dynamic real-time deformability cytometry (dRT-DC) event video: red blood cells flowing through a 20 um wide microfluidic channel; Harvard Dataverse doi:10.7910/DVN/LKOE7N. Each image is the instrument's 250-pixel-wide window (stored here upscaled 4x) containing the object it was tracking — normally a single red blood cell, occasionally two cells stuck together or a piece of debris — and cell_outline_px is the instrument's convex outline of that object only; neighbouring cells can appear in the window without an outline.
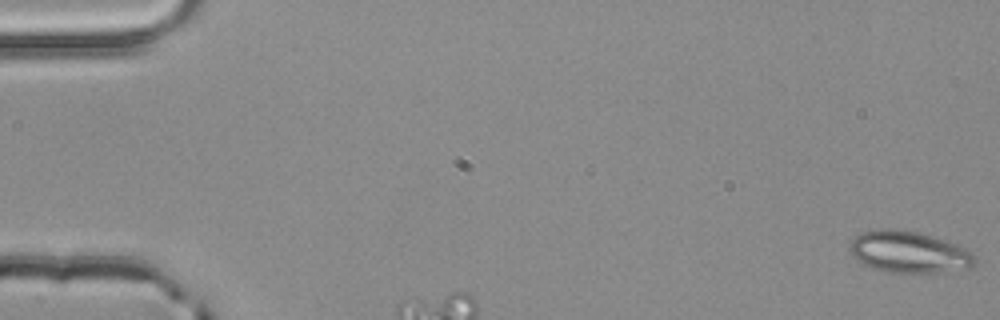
{"species": "common noctule bat (a hibernating species)", "species_latin": "Nyctalus noctula", "temperature_condition": "room temperature", "stored_images_in_passage": 5, "segment_of_instrument_passage": [1, 2], "camera_frame_rate_fps": 3000, "um_per_image_px": 0.085, "animal": {"sex": "male", "body_mass_g": 20.4}, "frame": {"image": 1, "passage_image": 1, "time_ms": 0.0, "image_size_px": [1000, 320], "cell_outline_px": [[976, 264], [972, 268], [944, 272], [888, 272], [872, 268], [856, 260], [852, 256], [848, 248], [852, 240], [856, 236], [864, 232], [884, 228], [892, 228], [916, 232], [944, 240], [956, 244], [972, 252], [976, 256]], "centroid_in_image_um": [77.27, 21.44], "position_along_channel_um": 7.7, "area_um2": 30.35}}
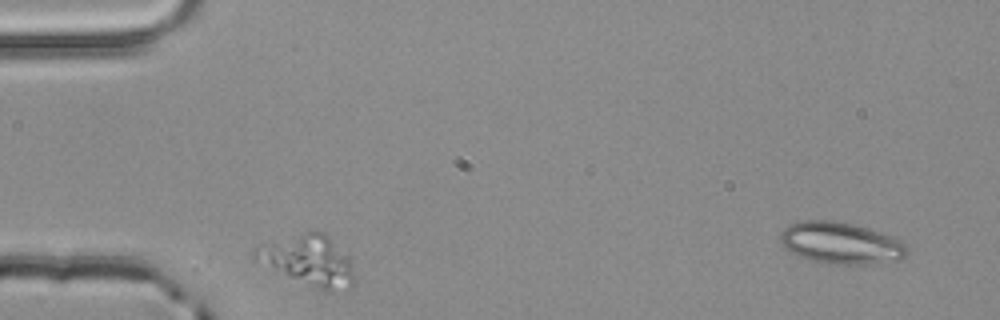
{"frame": {"image": 2, "passage_image": 4, "time_ms": 1.0, "image_size_px": [1000, 320], "cell_outline_px": [[356, 280], [352, 288], [332, 292], [328, 292], [316, 288], [252, 260], [252, 252], [256, 244], [268, 240], [304, 232], [324, 232], [352, 256]], "centroid_in_image_um": [26.26, 22.12], "position_along_channel_um": 58.7, "area_um2": 30.23}}